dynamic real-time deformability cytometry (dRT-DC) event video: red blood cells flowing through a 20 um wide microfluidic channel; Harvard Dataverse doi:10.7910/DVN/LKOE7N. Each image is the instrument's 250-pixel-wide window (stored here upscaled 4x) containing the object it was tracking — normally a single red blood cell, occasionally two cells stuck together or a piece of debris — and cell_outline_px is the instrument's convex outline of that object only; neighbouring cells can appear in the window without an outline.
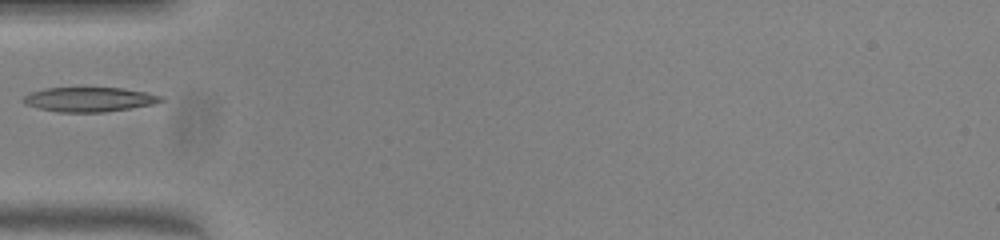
{"species": "common noctule bat (a hibernating species)", "species_latin": "Nyctalus noctula", "temperature_condition": "warm", "stored_images_in_passage": 15, "camera_frame_rate_fps": 3000, "um_per_image_px": 0.085, "animal": {"sex": "female", "body_mass_g": 23.0, "forearm_length_mm": 53.4}, "frame": {"image": 1, "passage_image": 1, "time_ms": 0.0, "image_size_px": [1000, 240], "cell_outline_px": [[164, 100], [156, 104], [104, 112], [56, 112], [24, 104], [20, 100], [24, 96], [32, 92], [44, 88], [124, 88], [148, 92], [164, 96]], "centroid_in_image_um": [7.62, 8.45], "position_along_channel_um": 77.4, "area_um2": 19.83}}
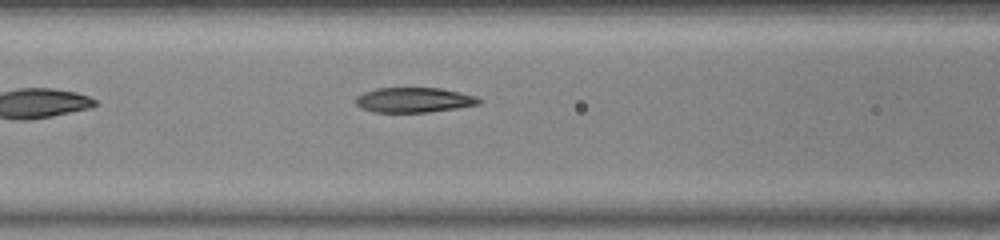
{"frame": {"image": 2, "passage_image": 5, "time_ms": 1.333, "image_size_px": [1000, 240], "cell_outline_px": [[484, 100], [480, 104], [456, 108], [428, 112], [372, 112], [360, 108], [356, 104], [356, 96], [364, 92], [376, 88], [440, 88], [460, 92], [476, 96]], "centroid_in_image_um": [35.19, 8.5], "position_along_channel_um": 131.4, "area_um2": 18.03}}
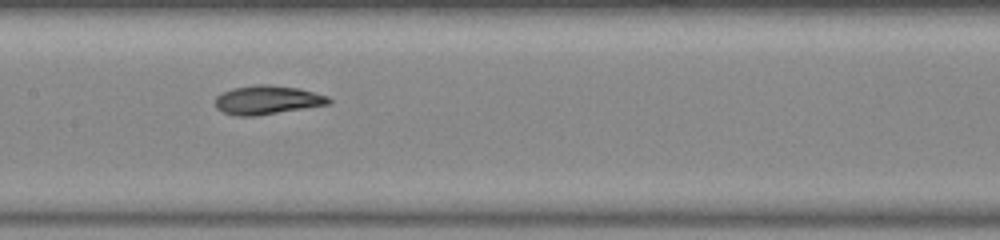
{"frame": {"image": 3, "passage_image": 9, "time_ms": 2.667, "image_size_px": [1000, 240], "cell_outline_px": [[332, 100], [328, 104], [256, 116], [236, 116], [224, 112], [216, 108], [216, 96], [220, 92], [232, 88], [256, 84], [268, 84], [300, 88], [328, 96]], "centroid_in_image_um": [22.69, 8.48], "position_along_channel_um": 184.7, "area_um2": 19.13}}